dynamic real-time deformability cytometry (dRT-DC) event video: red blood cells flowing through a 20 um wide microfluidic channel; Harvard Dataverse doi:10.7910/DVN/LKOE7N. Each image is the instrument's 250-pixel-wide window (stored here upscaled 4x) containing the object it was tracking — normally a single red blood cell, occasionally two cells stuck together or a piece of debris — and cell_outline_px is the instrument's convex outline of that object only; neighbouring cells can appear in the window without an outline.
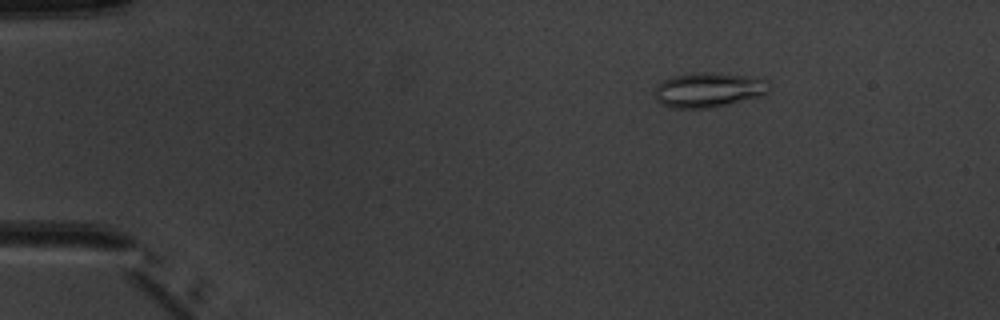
{"species": "common noctule bat (a hibernating species)", "species_latin": "Nyctalus noctula", "temperature_condition": "warm", "stored_images_in_passage": 3, "camera_frame_rate_fps": 3000, "um_per_image_px": 0.085, "animal": {"sex": "male", "body_mass_g": 20.1, "forearm_length_mm": 53.5}, "frame": {"image": 1, "passage_image": 1, "time_ms": 0.0, "image_size_px": [1000, 320], "cell_outline_px": [[772, 88], [764, 96], [728, 104], [708, 108], [672, 108], [660, 104], [656, 100], [656, 84], [660, 80], [672, 76], [692, 72], [708, 72], [752, 76], [768, 80], [772, 84]], "centroid_in_image_um": [60.27, 7.63], "position_along_channel_um": 24.7, "area_um2": 23.81}}